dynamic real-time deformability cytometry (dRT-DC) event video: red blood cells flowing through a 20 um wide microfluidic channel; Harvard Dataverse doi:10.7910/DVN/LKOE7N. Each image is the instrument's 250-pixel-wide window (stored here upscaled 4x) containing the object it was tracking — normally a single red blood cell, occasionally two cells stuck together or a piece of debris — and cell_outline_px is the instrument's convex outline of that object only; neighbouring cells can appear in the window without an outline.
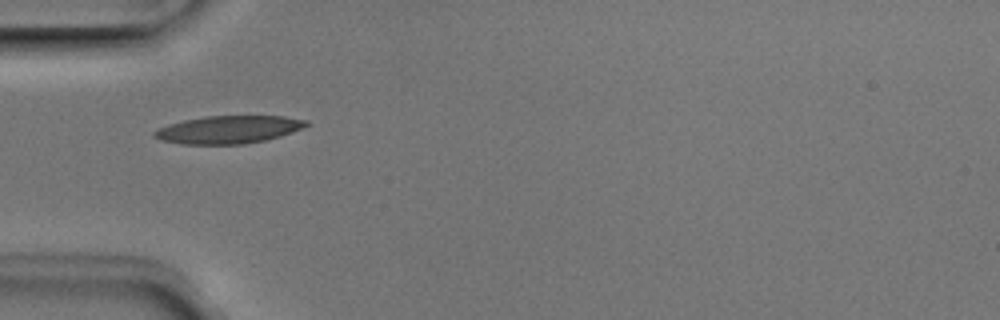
{"species": "Egyptian fruit bat (a non-hibernating species)", "species_latin": "Rousettus aegyptiacus", "temperature_condition": "room temperature", "stored_images_in_passage": 6, "camera_frame_rate_fps": 3000, "um_per_image_px": 0.085, "animal": {"sex": "male"}, "frame": {"image": 1, "passage_image": 6, "time_ms": 1.667, "image_size_px": [1000, 320], "cell_outline_px": [[308, 124], [292, 132], [280, 136], [264, 140], [244, 144], [184, 144], [160, 140], [152, 136], [152, 132], [168, 124], [184, 120], [204, 116], [284, 116], [308, 120]], "centroid_in_image_um": [19.39, 11.01], "position_along_channel_um": 65.6, "area_um2": 24.45}}